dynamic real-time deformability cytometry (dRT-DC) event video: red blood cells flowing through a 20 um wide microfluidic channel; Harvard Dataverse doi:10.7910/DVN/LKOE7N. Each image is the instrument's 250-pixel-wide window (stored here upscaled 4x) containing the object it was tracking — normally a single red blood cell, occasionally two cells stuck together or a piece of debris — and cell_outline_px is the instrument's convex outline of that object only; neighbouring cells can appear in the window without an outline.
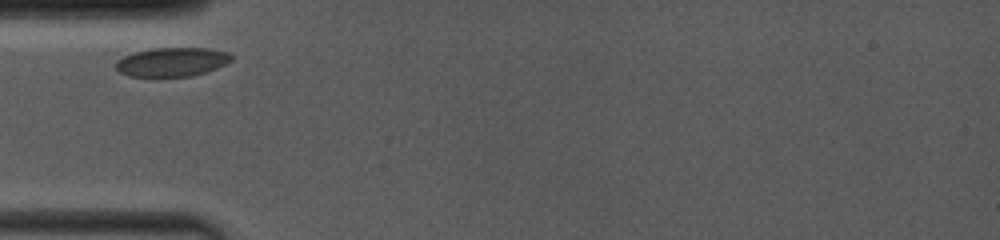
{"species": "common noctule bat (a hibernating species)", "species_latin": "Nyctalus noctula", "temperature_condition": "room temperature", "stored_images_in_passage": 3, "camera_frame_rate_fps": 4000, "um_per_image_px": 0.085, "animal": {"sex": "female", "body_mass_g": 19.0, "forearm_length_mm": 53.3}, "frame": {"image": 1, "passage_image": 1, "time_ms": 0.0, "image_size_px": [1000, 240], "cell_outline_px": [[232, 60], [216, 68], [192, 76], [128, 76], [120, 72], [116, 68], [116, 60], [124, 56], [136, 52], [152, 48], [208, 48], [228, 52], [232, 56]], "centroid_in_image_um": [14.61, 5.26], "position_along_channel_um": 70.4, "area_um2": 19.31}}
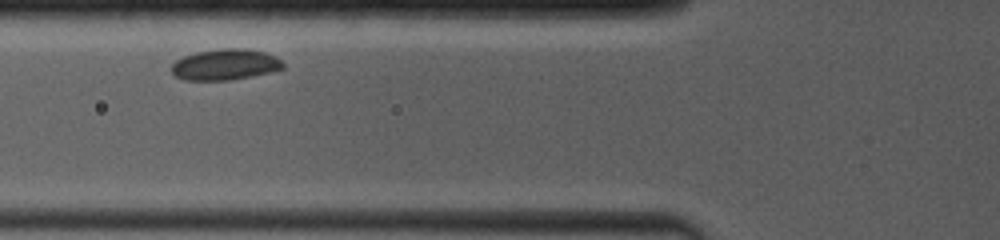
{"frame": {"image": 2, "passage_image": 2, "time_ms": 1.0, "image_size_px": [1000, 240], "cell_outline_px": [[284, 68], [272, 72], [252, 76], [228, 80], [184, 80], [176, 76], [172, 72], [172, 64], [176, 60], [184, 56], [196, 52], [220, 48], [248, 48], [264, 52], [276, 56], [284, 64]], "centroid_in_image_um": [19.16, 5.48], "position_along_channel_um": 106.6, "area_um2": 20.23}}